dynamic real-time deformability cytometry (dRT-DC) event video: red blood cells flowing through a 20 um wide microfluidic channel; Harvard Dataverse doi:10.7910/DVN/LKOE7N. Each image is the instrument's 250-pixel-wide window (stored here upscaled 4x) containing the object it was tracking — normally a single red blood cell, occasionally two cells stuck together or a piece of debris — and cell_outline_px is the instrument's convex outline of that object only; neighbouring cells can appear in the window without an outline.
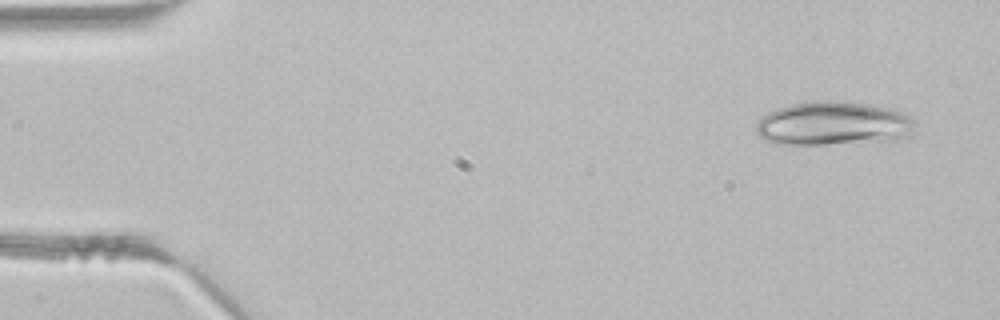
{"species": "common noctule bat (a hibernating species)", "species_latin": "Nyctalus noctula", "temperature_condition": "room temperature", "stored_images_in_passage": 3, "camera_frame_rate_fps": 3000, "um_per_image_px": 0.085, "animal": {"sex": "male", "body_mass_g": 21.5, "forearm_length_mm": 52.0}, "frame": {"image": 1, "passage_image": 1, "time_ms": 0.0, "image_size_px": [1000, 320], "cell_outline_px": [[916, 120], [908, 136], [900, 140], [824, 144], [776, 144], [764, 140], [756, 132], [756, 124], [768, 112], [776, 108], [804, 100], [828, 100], [868, 104], [892, 108], [912, 116]], "centroid_in_image_um": [70.83, 10.49], "position_along_channel_um": 14.2, "area_um2": 41.04}}